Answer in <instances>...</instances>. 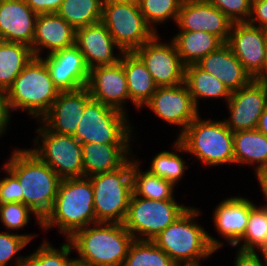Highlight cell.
I'll list each match as a JSON object with an SVG mask.
<instances>
[{"label": "cell", "mask_w": 267, "mask_h": 266, "mask_svg": "<svg viewBox=\"0 0 267 266\" xmlns=\"http://www.w3.org/2000/svg\"><path fill=\"white\" fill-rule=\"evenodd\" d=\"M232 21L208 0H183L176 20L179 31H204L227 43Z\"/></svg>", "instance_id": "cell-16"}, {"label": "cell", "mask_w": 267, "mask_h": 266, "mask_svg": "<svg viewBox=\"0 0 267 266\" xmlns=\"http://www.w3.org/2000/svg\"><path fill=\"white\" fill-rule=\"evenodd\" d=\"M267 31L248 22L233 23L227 41L245 71L254 79L262 70Z\"/></svg>", "instance_id": "cell-17"}, {"label": "cell", "mask_w": 267, "mask_h": 266, "mask_svg": "<svg viewBox=\"0 0 267 266\" xmlns=\"http://www.w3.org/2000/svg\"><path fill=\"white\" fill-rule=\"evenodd\" d=\"M10 156L4 166L21 185V203L43 220L53 206L61 178L29 149L16 148Z\"/></svg>", "instance_id": "cell-2"}, {"label": "cell", "mask_w": 267, "mask_h": 266, "mask_svg": "<svg viewBox=\"0 0 267 266\" xmlns=\"http://www.w3.org/2000/svg\"><path fill=\"white\" fill-rule=\"evenodd\" d=\"M76 30L58 13L39 14L31 51L34 57L41 58L43 50L48 54L73 46Z\"/></svg>", "instance_id": "cell-22"}, {"label": "cell", "mask_w": 267, "mask_h": 266, "mask_svg": "<svg viewBox=\"0 0 267 266\" xmlns=\"http://www.w3.org/2000/svg\"><path fill=\"white\" fill-rule=\"evenodd\" d=\"M171 39L185 66L196 64L224 44L216 35L204 31H180Z\"/></svg>", "instance_id": "cell-28"}, {"label": "cell", "mask_w": 267, "mask_h": 266, "mask_svg": "<svg viewBox=\"0 0 267 266\" xmlns=\"http://www.w3.org/2000/svg\"><path fill=\"white\" fill-rule=\"evenodd\" d=\"M249 24L267 31V0H252Z\"/></svg>", "instance_id": "cell-42"}, {"label": "cell", "mask_w": 267, "mask_h": 266, "mask_svg": "<svg viewBox=\"0 0 267 266\" xmlns=\"http://www.w3.org/2000/svg\"><path fill=\"white\" fill-rule=\"evenodd\" d=\"M94 193L89 177L61 179L50 212L42 220L46 231L57 227L69 239L77 230L95 224Z\"/></svg>", "instance_id": "cell-3"}, {"label": "cell", "mask_w": 267, "mask_h": 266, "mask_svg": "<svg viewBox=\"0 0 267 266\" xmlns=\"http://www.w3.org/2000/svg\"><path fill=\"white\" fill-rule=\"evenodd\" d=\"M33 57L31 47L0 40V90L7 92Z\"/></svg>", "instance_id": "cell-30"}, {"label": "cell", "mask_w": 267, "mask_h": 266, "mask_svg": "<svg viewBox=\"0 0 267 266\" xmlns=\"http://www.w3.org/2000/svg\"><path fill=\"white\" fill-rule=\"evenodd\" d=\"M40 124L36 129L35 146L29 150L61 179L84 177L82 144L73 135L50 132Z\"/></svg>", "instance_id": "cell-9"}, {"label": "cell", "mask_w": 267, "mask_h": 266, "mask_svg": "<svg viewBox=\"0 0 267 266\" xmlns=\"http://www.w3.org/2000/svg\"><path fill=\"white\" fill-rule=\"evenodd\" d=\"M76 261L87 266H122L134 237L120 223L97 222L77 230L69 239Z\"/></svg>", "instance_id": "cell-4"}, {"label": "cell", "mask_w": 267, "mask_h": 266, "mask_svg": "<svg viewBox=\"0 0 267 266\" xmlns=\"http://www.w3.org/2000/svg\"><path fill=\"white\" fill-rule=\"evenodd\" d=\"M133 157L121 168L90 176L96 222L123 224L132 190Z\"/></svg>", "instance_id": "cell-7"}, {"label": "cell", "mask_w": 267, "mask_h": 266, "mask_svg": "<svg viewBox=\"0 0 267 266\" xmlns=\"http://www.w3.org/2000/svg\"><path fill=\"white\" fill-rule=\"evenodd\" d=\"M87 88L93 100L126 113V102H130L128 85L121 60L113 65L90 69Z\"/></svg>", "instance_id": "cell-18"}, {"label": "cell", "mask_w": 267, "mask_h": 266, "mask_svg": "<svg viewBox=\"0 0 267 266\" xmlns=\"http://www.w3.org/2000/svg\"><path fill=\"white\" fill-rule=\"evenodd\" d=\"M176 139L203 166L234 164L233 132L223 120H202L198 115Z\"/></svg>", "instance_id": "cell-6"}, {"label": "cell", "mask_w": 267, "mask_h": 266, "mask_svg": "<svg viewBox=\"0 0 267 266\" xmlns=\"http://www.w3.org/2000/svg\"><path fill=\"white\" fill-rule=\"evenodd\" d=\"M267 85V43L265 46V58L261 72L253 79Z\"/></svg>", "instance_id": "cell-47"}, {"label": "cell", "mask_w": 267, "mask_h": 266, "mask_svg": "<svg viewBox=\"0 0 267 266\" xmlns=\"http://www.w3.org/2000/svg\"><path fill=\"white\" fill-rule=\"evenodd\" d=\"M183 0H139V8L146 23L158 33L157 24H165L169 19L176 23Z\"/></svg>", "instance_id": "cell-37"}, {"label": "cell", "mask_w": 267, "mask_h": 266, "mask_svg": "<svg viewBox=\"0 0 267 266\" xmlns=\"http://www.w3.org/2000/svg\"><path fill=\"white\" fill-rule=\"evenodd\" d=\"M37 17L25 0H0V40L31 47Z\"/></svg>", "instance_id": "cell-21"}, {"label": "cell", "mask_w": 267, "mask_h": 266, "mask_svg": "<svg viewBox=\"0 0 267 266\" xmlns=\"http://www.w3.org/2000/svg\"><path fill=\"white\" fill-rule=\"evenodd\" d=\"M145 106L162 121L180 127L177 137L200 114L185 83L157 87Z\"/></svg>", "instance_id": "cell-13"}, {"label": "cell", "mask_w": 267, "mask_h": 266, "mask_svg": "<svg viewBox=\"0 0 267 266\" xmlns=\"http://www.w3.org/2000/svg\"><path fill=\"white\" fill-rule=\"evenodd\" d=\"M257 176V181L260 185V189L263 192L262 195L267 200V169L258 172L255 174ZM264 207H267V204H264Z\"/></svg>", "instance_id": "cell-46"}, {"label": "cell", "mask_w": 267, "mask_h": 266, "mask_svg": "<svg viewBox=\"0 0 267 266\" xmlns=\"http://www.w3.org/2000/svg\"><path fill=\"white\" fill-rule=\"evenodd\" d=\"M176 266H201L200 263H195V264H178Z\"/></svg>", "instance_id": "cell-52"}, {"label": "cell", "mask_w": 267, "mask_h": 266, "mask_svg": "<svg viewBox=\"0 0 267 266\" xmlns=\"http://www.w3.org/2000/svg\"><path fill=\"white\" fill-rule=\"evenodd\" d=\"M229 119H223L232 132L254 130L267 105V85L252 80L247 86L231 92L226 103Z\"/></svg>", "instance_id": "cell-14"}, {"label": "cell", "mask_w": 267, "mask_h": 266, "mask_svg": "<svg viewBox=\"0 0 267 266\" xmlns=\"http://www.w3.org/2000/svg\"><path fill=\"white\" fill-rule=\"evenodd\" d=\"M36 14L57 13L63 0H25Z\"/></svg>", "instance_id": "cell-43"}, {"label": "cell", "mask_w": 267, "mask_h": 266, "mask_svg": "<svg viewBox=\"0 0 267 266\" xmlns=\"http://www.w3.org/2000/svg\"><path fill=\"white\" fill-rule=\"evenodd\" d=\"M92 99L87 87L59 92L49 111L37 122L50 132L74 135L85 105Z\"/></svg>", "instance_id": "cell-20"}, {"label": "cell", "mask_w": 267, "mask_h": 266, "mask_svg": "<svg viewBox=\"0 0 267 266\" xmlns=\"http://www.w3.org/2000/svg\"><path fill=\"white\" fill-rule=\"evenodd\" d=\"M173 148V152L164 150L156 154L152 159L150 169L147 170L151 174L157 175L176 185L183 178L186 167L188 168L189 165L181 155L177 154L178 152L187 154L186 149L177 139L173 144Z\"/></svg>", "instance_id": "cell-33"}, {"label": "cell", "mask_w": 267, "mask_h": 266, "mask_svg": "<svg viewBox=\"0 0 267 266\" xmlns=\"http://www.w3.org/2000/svg\"><path fill=\"white\" fill-rule=\"evenodd\" d=\"M118 1L137 3L139 0H101L102 4L109 3V2H118Z\"/></svg>", "instance_id": "cell-50"}, {"label": "cell", "mask_w": 267, "mask_h": 266, "mask_svg": "<svg viewBox=\"0 0 267 266\" xmlns=\"http://www.w3.org/2000/svg\"><path fill=\"white\" fill-rule=\"evenodd\" d=\"M101 0H63L58 14L75 30L101 21Z\"/></svg>", "instance_id": "cell-32"}, {"label": "cell", "mask_w": 267, "mask_h": 266, "mask_svg": "<svg viewBox=\"0 0 267 266\" xmlns=\"http://www.w3.org/2000/svg\"><path fill=\"white\" fill-rule=\"evenodd\" d=\"M122 65L126 75L130 102L135 108H144L157 89L152 75L134 52H124Z\"/></svg>", "instance_id": "cell-26"}, {"label": "cell", "mask_w": 267, "mask_h": 266, "mask_svg": "<svg viewBox=\"0 0 267 266\" xmlns=\"http://www.w3.org/2000/svg\"><path fill=\"white\" fill-rule=\"evenodd\" d=\"M101 21L123 52H134L156 34L146 23L138 2L103 4Z\"/></svg>", "instance_id": "cell-11"}, {"label": "cell", "mask_w": 267, "mask_h": 266, "mask_svg": "<svg viewBox=\"0 0 267 266\" xmlns=\"http://www.w3.org/2000/svg\"><path fill=\"white\" fill-rule=\"evenodd\" d=\"M75 45L89 69L116 64L124 53L102 21L76 29ZM116 49L119 56H115Z\"/></svg>", "instance_id": "cell-19"}, {"label": "cell", "mask_w": 267, "mask_h": 266, "mask_svg": "<svg viewBox=\"0 0 267 266\" xmlns=\"http://www.w3.org/2000/svg\"><path fill=\"white\" fill-rule=\"evenodd\" d=\"M259 252L261 253V258L267 262V239L265 243L262 245V247L259 249Z\"/></svg>", "instance_id": "cell-49"}, {"label": "cell", "mask_w": 267, "mask_h": 266, "mask_svg": "<svg viewBox=\"0 0 267 266\" xmlns=\"http://www.w3.org/2000/svg\"><path fill=\"white\" fill-rule=\"evenodd\" d=\"M177 264L153 241L135 240L122 266H176Z\"/></svg>", "instance_id": "cell-34"}, {"label": "cell", "mask_w": 267, "mask_h": 266, "mask_svg": "<svg viewBox=\"0 0 267 266\" xmlns=\"http://www.w3.org/2000/svg\"><path fill=\"white\" fill-rule=\"evenodd\" d=\"M234 164L255 165V174L267 169V136L259 130L233 132Z\"/></svg>", "instance_id": "cell-27"}, {"label": "cell", "mask_w": 267, "mask_h": 266, "mask_svg": "<svg viewBox=\"0 0 267 266\" xmlns=\"http://www.w3.org/2000/svg\"><path fill=\"white\" fill-rule=\"evenodd\" d=\"M72 250V243L68 239L59 249L44 239L34 253L25 257L23 266H69L75 259L69 257Z\"/></svg>", "instance_id": "cell-36"}, {"label": "cell", "mask_w": 267, "mask_h": 266, "mask_svg": "<svg viewBox=\"0 0 267 266\" xmlns=\"http://www.w3.org/2000/svg\"><path fill=\"white\" fill-rule=\"evenodd\" d=\"M196 64L218 78L230 92L247 86L253 80L227 43L204 56Z\"/></svg>", "instance_id": "cell-24"}, {"label": "cell", "mask_w": 267, "mask_h": 266, "mask_svg": "<svg viewBox=\"0 0 267 266\" xmlns=\"http://www.w3.org/2000/svg\"><path fill=\"white\" fill-rule=\"evenodd\" d=\"M30 214L34 215L35 221L42 227V220L29 206L21 202L0 204V221L8 232L24 228L30 221Z\"/></svg>", "instance_id": "cell-39"}, {"label": "cell", "mask_w": 267, "mask_h": 266, "mask_svg": "<svg viewBox=\"0 0 267 266\" xmlns=\"http://www.w3.org/2000/svg\"><path fill=\"white\" fill-rule=\"evenodd\" d=\"M41 59L45 62L50 77L60 92L87 87L90 69L75 44L50 54L46 53Z\"/></svg>", "instance_id": "cell-15"}, {"label": "cell", "mask_w": 267, "mask_h": 266, "mask_svg": "<svg viewBox=\"0 0 267 266\" xmlns=\"http://www.w3.org/2000/svg\"><path fill=\"white\" fill-rule=\"evenodd\" d=\"M34 237L31 234H14L11 232H0V266H7L14 259L16 266H23L26 256H17ZM16 258H15V257ZM11 260V261H10Z\"/></svg>", "instance_id": "cell-38"}, {"label": "cell", "mask_w": 267, "mask_h": 266, "mask_svg": "<svg viewBox=\"0 0 267 266\" xmlns=\"http://www.w3.org/2000/svg\"><path fill=\"white\" fill-rule=\"evenodd\" d=\"M132 168L133 194L150 200H176L174 197L175 185L170 181L151 174L148 170L142 171L141 162L134 159Z\"/></svg>", "instance_id": "cell-31"}, {"label": "cell", "mask_w": 267, "mask_h": 266, "mask_svg": "<svg viewBox=\"0 0 267 266\" xmlns=\"http://www.w3.org/2000/svg\"><path fill=\"white\" fill-rule=\"evenodd\" d=\"M127 116V113L91 99L85 105L73 136L81 144H131L134 128Z\"/></svg>", "instance_id": "cell-8"}, {"label": "cell", "mask_w": 267, "mask_h": 266, "mask_svg": "<svg viewBox=\"0 0 267 266\" xmlns=\"http://www.w3.org/2000/svg\"><path fill=\"white\" fill-rule=\"evenodd\" d=\"M256 129L267 136V105L259 118Z\"/></svg>", "instance_id": "cell-48"}, {"label": "cell", "mask_w": 267, "mask_h": 266, "mask_svg": "<svg viewBox=\"0 0 267 266\" xmlns=\"http://www.w3.org/2000/svg\"><path fill=\"white\" fill-rule=\"evenodd\" d=\"M132 151L131 144H82L84 177L123 167L133 157Z\"/></svg>", "instance_id": "cell-25"}, {"label": "cell", "mask_w": 267, "mask_h": 266, "mask_svg": "<svg viewBox=\"0 0 267 266\" xmlns=\"http://www.w3.org/2000/svg\"><path fill=\"white\" fill-rule=\"evenodd\" d=\"M159 35L156 33L134 53L145 64L157 87L180 85L184 83L185 65L173 40L164 43Z\"/></svg>", "instance_id": "cell-12"}, {"label": "cell", "mask_w": 267, "mask_h": 266, "mask_svg": "<svg viewBox=\"0 0 267 266\" xmlns=\"http://www.w3.org/2000/svg\"><path fill=\"white\" fill-rule=\"evenodd\" d=\"M222 11L232 23L247 22L251 15L252 0H208Z\"/></svg>", "instance_id": "cell-40"}, {"label": "cell", "mask_w": 267, "mask_h": 266, "mask_svg": "<svg viewBox=\"0 0 267 266\" xmlns=\"http://www.w3.org/2000/svg\"><path fill=\"white\" fill-rule=\"evenodd\" d=\"M11 115L7 94L0 90V137H3V134L6 133Z\"/></svg>", "instance_id": "cell-45"}, {"label": "cell", "mask_w": 267, "mask_h": 266, "mask_svg": "<svg viewBox=\"0 0 267 266\" xmlns=\"http://www.w3.org/2000/svg\"><path fill=\"white\" fill-rule=\"evenodd\" d=\"M2 170L6 176L0 180V204L21 202V185L18 179L4 165Z\"/></svg>", "instance_id": "cell-41"}, {"label": "cell", "mask_w": 267, "mask_h": 266, "mask_svg": "<svg viewBox=\"0 0 267 266\" xmlns=\"http://www.w3.org/2000/svg\"><path fill=\"white\" fill-rule=\"evenodd\" d=\"M184 83L197 108L199 99L221 98L227 103L231 96L229 89L218 78L204 71L197 64L185 66Z\"/></svg>", "instance_id": "cell-29"}, {"label": "cell", "mask_w": 267, "mask_h": 266, "mask_svg": "<svg viewBox=\"0 0 267 266\" xmlns=\"http://www.w3.org/2000/svg\"><path fill=\"white\" fill-rule=\"evenodd\" d=\"M69 266H87L85 264H82L78 261H76L75 259L69 264Z\"/></svg>", "instance_id": "cell-51"}, {"label": "cell", "mask_w": 267, "mask_h": 266, "mask_svg": "<svg viewBox=\"0 0 267 266\" xmlns=\"http://www.w3.org/2000/svg\"><path fill=\"white\" fill-rule=\"evenodd\" d=\"M200 208L191 207L161 231L152 241L177 265L200 263L220 249V241L195 221Z\"/></svg>", "instance_id": "cell-1"}, {"label": "cell", "mask_w": 267, "mask_h": 266, "mask_svg": "<svg viewBox=\"0 0 267 266\" xmlns=\"http://www.w3.org/2000/svg\"><path fill=\"white\" fill-rule=\"evenodd\" d=\"M235 256L234 266H267V262L260 259L256 251L237 250Z\"/></svg>", "instance_id": "cell-44"}, {"label": "cell", "mask_w": 267, "mask_h": 266, "mask_svg": "<svg viewBox=\"0 0 267 266\" xmlns=\"http://www.w3.org/2000/svg\"><path fill=\"white\" fill-rule=\"evenodd\" d=\"M266 239H267V207H264L263 205L262 206L255 205L250 210L245 233L233 247L234 248L238 247L237 250L241 251H256L262 247ZM240 242L242 243L241 245Z\"/></svg>", "instance_id": "cell-35"}, {"label": "cell", "mask_w": 267, "mask_h": 266, "mask_svg": "<svg viewBox=\"0 0 267 266\" xmlns=\"http://www.w3.org/2000/svg\"><path fill=\"white\" fill-rule=\"evenodd\" d=\"M252 200L240 196L224 198L213 212V223L217 234L222 235L230 246H234L246 231Z\"/></svg>", "instance_id": "cell-23"}, {"label": "cell", "mask_w": 267, "mask_h": 266, "mask_svg": "<svg viewBox=\"0 0 267 266\" xmlns=\"http://www.w3.org/2000/svg\"><path fill=\"white\" fill-rule=\"evenodd\" d=\"M59 92L45 62L33 57L6 94L11 112L26 111L29 117L39 121L49 111Z\"/></svg>", "instance_id": "cell-5"}, {"label": "cell", "mask_w": 267, "mask_h": 266, "mask_svg": "<svg viewBox=\"0 0 267 266\" xmlns=\"http://www.w3.org/2000/svg\"><path fill=\"white\" fill-rule=\"evenodd\" d=\"M188 208L176 200L156 201L132 193L123 225L135 240L152 241Z\"/></svg>", "instance_id": "cell-10"}]
</instances>
